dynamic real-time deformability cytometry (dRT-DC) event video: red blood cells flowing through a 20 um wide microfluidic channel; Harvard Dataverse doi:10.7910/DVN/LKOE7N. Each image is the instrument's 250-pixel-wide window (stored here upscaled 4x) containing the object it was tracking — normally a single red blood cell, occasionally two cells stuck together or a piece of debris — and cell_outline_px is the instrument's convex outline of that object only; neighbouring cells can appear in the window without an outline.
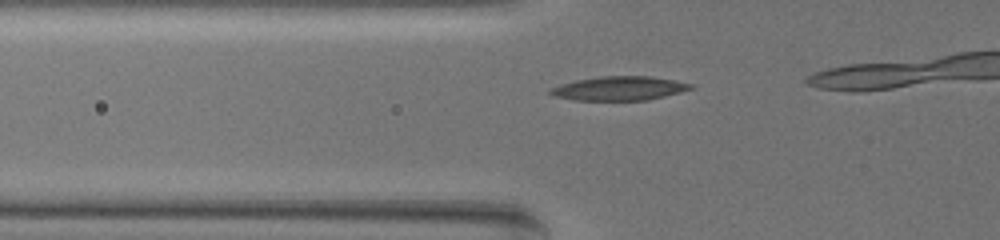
{"species": "common noctule bat (a hibernating species)", "species_latin": "Nyctalus noctula", "temperature_condition": "warm", "stored_images_in_passage": 14, "camera_frame_rate_fps": 3000, "um_per_image_px": 0.085, "animal": {"sex": "female", "body_mass_g": 19.5, "forearm_length_mm": 54.1}, "frame": {"image": 1, "passage_image": 8, "time_ms": 2.333, "image_size_px": [1000, 240], "cell_outline_px": [[692, 88], [680, 92], [648, 100], [576, 100], [556, 96], [548, 92], [552, 88], [576, 80], [600, 76], [652, 76], [692, 84]], "centroid_in_image_um": [52.66, 7.51], "position_along_channel_um": 73.1, "area_um2": 19.25}}
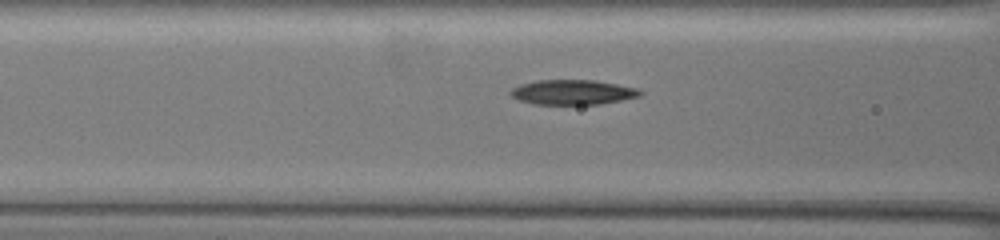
{"frame": {"image": 2, "passage_image": 12, "time_ms": 3.667, "image_size_px": [1000, 240], "cell_outline_px": [[644, 92], [640, 96], [600, 104], [532, 104], [520, 100], [512, 96], [508, 92], [512, 88], [520, 84], [536, 80], [596, 80], [636, 88]], "centroid_in_image_um": [48.65, 7.83], "position_along_channel_um": 117.9, "area_um2": 18.73}}